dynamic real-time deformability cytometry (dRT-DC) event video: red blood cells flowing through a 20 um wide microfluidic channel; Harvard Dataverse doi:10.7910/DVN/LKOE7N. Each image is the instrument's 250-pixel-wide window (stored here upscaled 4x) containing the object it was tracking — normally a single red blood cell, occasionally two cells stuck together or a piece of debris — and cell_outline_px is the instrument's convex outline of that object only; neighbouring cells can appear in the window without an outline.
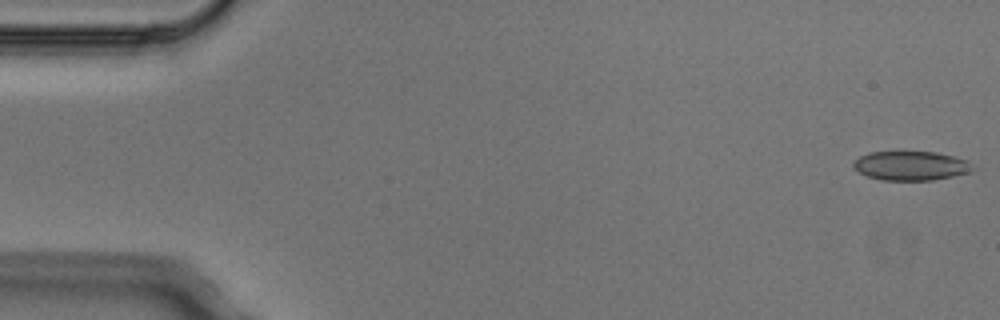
{"species": "Egyptian fruit bat (a non-hibernating species)", "species_latin": "Rousettus aegyptiacus", "temperature_condition": "cold", "stored_images_in_passage": 6, "segment_of_instrument_passage": [1, 2], "camera_frame_rate_fps": 3000, "um_per_image_px": 0.085, "animal": {"sex": "male"}, "frame": {"image": 1, "passage_image": 1, "time_ms": 0.0, "image_size_px": [1000, 320], "cell_outline_px": [[972, 172], [932, 180], [884, 180], [868, 176], [860, 172], [852, 164], [860, 156], [868, 152], [936, 152], [968, 160], [972, 168]], "centroid_in_image_um": [77.44, 14.08], "position_along_channel_um": 7.6, "area_um2": 20.0}}
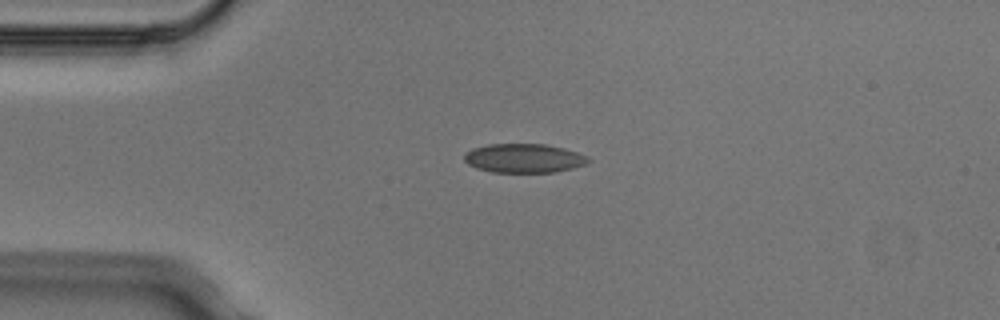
{"frame": {"image": 2, "passage_image": 4, "time_ms": 1.0, "image_size_px": [1000, 320], "cell_outline_px": [[592, 160], [584, 164], [572, 168], [556, 172], [492, 172], [476, 168], [468, 164], [464, 160], [464, 152], [472, 148], [488, 144], [544, 144], [564, 148], [588, 156]], "centroid_in_image_um": [44.51, 13.44], "position_along_channel_um": 40.5, "area_um2": 21.04}}